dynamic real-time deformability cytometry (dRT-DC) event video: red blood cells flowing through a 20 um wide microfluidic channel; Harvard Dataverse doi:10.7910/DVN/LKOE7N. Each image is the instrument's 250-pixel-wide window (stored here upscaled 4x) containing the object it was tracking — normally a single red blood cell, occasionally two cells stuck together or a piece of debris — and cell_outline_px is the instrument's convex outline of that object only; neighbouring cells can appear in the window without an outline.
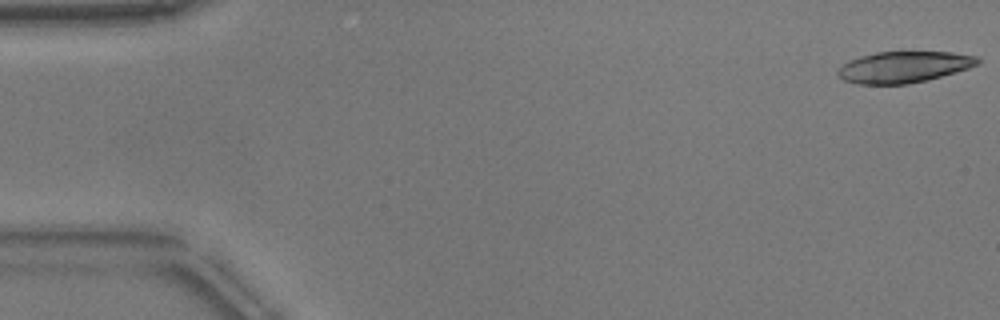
{"species": "common noctule bat (a hibernating species)", "species_latin": "Nyctalus noctula", "temperature_condition": "warm", "stored_images_in_passage": 19, "camera_frame_rate_fps": 3000, "um_per_image_px": 0.085, "animal": {"sex": "male", "body_mass_g": 17.9}, "frame": {"image": 1, "passage_image": 1, "time_ms": 0.0, "image_size_px": [1000, 320], "cell_outline_px": [[980, 64], [968, 68], [928, 80], [908, 84], [856, 84], [844, 80], [836, 72], [848, 60], [860, 56], [876, 52], [952, 52], [980, 56]], "centroid_in_image_um": [76.85, 5.69], "position_along_channel_um": 8.1, "area_um2": 25.55}}
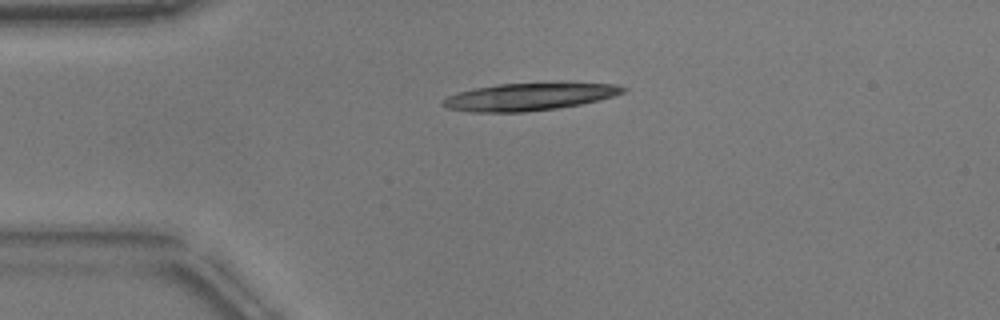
{"frame": {"image": 2, "passage_image": 12, "time_ms": 3.667, "image_size_px": [1000, 320], "cell_outline_px": [[628, 88], [624, 92], [612, 96], [580, 104], [556, 108], [524, 112], [468, 112], [448, 108], [440, 104], [448, 96], [472, 88], [496, 84], [616, 84]], "centroid_in_image_um": [44.9, 8.24], "position_along_channel_um": 40.1, "area_um2": 28.09}}